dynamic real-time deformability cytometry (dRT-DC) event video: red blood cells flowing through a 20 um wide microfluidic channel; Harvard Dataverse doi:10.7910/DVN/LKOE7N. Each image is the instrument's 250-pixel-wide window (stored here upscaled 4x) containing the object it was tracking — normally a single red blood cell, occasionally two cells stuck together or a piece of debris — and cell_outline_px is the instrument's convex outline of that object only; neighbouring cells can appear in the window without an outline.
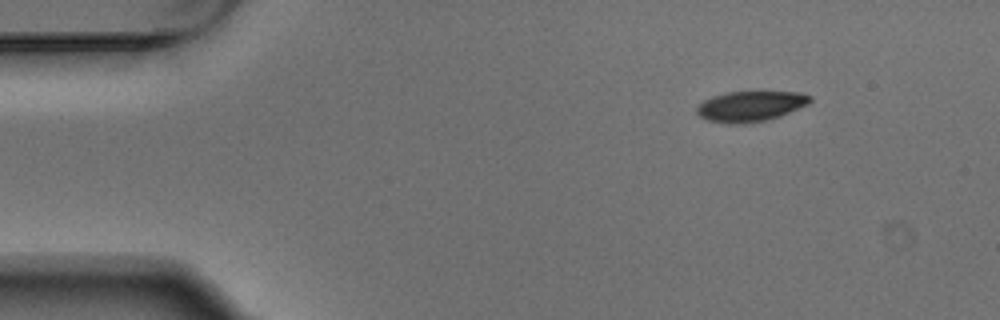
{"species": "Egyptian fruit bat (a non-hibernating species)", "species_latin": "Rousettus aegyptiacus", "temperature_condition": "warm", "stored_images_in_passage": 6, "camera_frame_rate_fps": 3000, "um_per_image_px": 0.085, "animal": {"sex": "male"}, "frame": {"image": 1, "passage_image": 1, "time_ms": 0.0, "image_size_px": [1000, 320], "cell_outline_px": [[812, 100], [808, 104], [780, 116], [764, 120], [736, 124], [728, 124], [708, 120], [700, 116], [696, 112], [696, 108], [704, 100], [712, 96], [728, 92], [800, 92], [812, 96]], "centroid_in_image_um": [63.79, 9.02], "position_along_channel_um": 21.2, "area_um2": 19.88}}
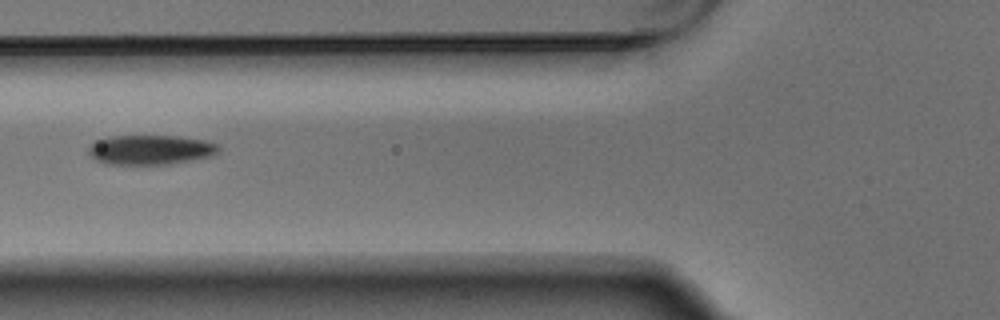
{"frame": {"image": 2, "passage_image": 4, "time_ms": 1.0, "image_size_px": [1000, 320], "cell_outline_px": [[220, 148], [212, 156], [168, 164], [108, 164], [96, 160], [88, 152], [88, 148], [96, 140], [112, 136], [180, 136], [204, 140], [220, 144]], "centroid_in_image_um": [12.81, 12.72], "position_along_channel_um": 113.0, "area_um2": 22.37}}
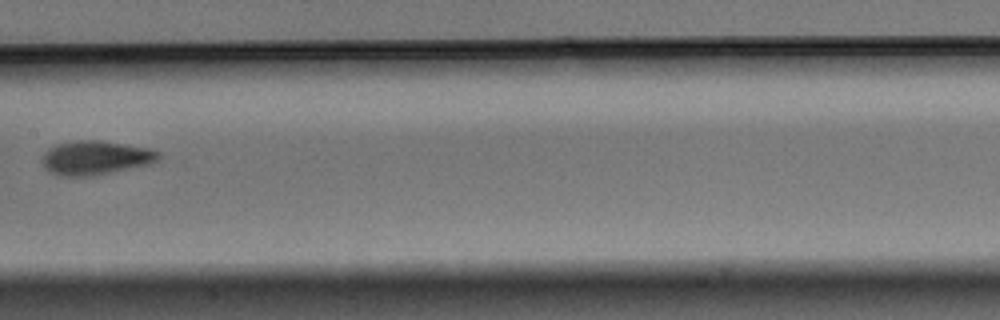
{"frame": {"image": 3, "passage_image": 6, "time_ms": 1.667, "image_size_px": [1000, 320], "cell_outline_px": [[160, 156], [156, 160], [148, 164], [96, 176], [60, 176], [48, 172], [44, 168], [40, 160], [44, 152], [48, 148], [56, 144], [80, 140], [100, 140], [148, 148], [160, 152]], "centroid_in_image_um": [8.05, 13.42], "position_along_channel_um": 199.4, "area_um2": 23.24}}